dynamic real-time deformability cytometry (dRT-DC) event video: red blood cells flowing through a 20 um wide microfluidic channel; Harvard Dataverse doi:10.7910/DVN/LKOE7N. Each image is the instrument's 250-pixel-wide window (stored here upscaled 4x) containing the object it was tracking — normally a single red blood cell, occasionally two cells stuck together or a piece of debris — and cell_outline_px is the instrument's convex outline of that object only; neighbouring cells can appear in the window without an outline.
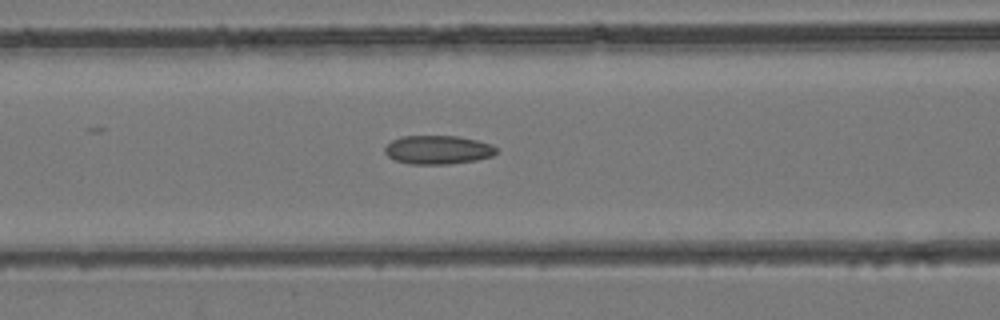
{"species": "common noctule bat (a hibernating species)", "species_latin": "Nyctalus noctula", "temperature_condition": "room temperature", "stored_images_in_passage": 38, "camera_frame_rate_fps": 3000, "um_per_image_px": 0.085, "animal": {"sex": "female", "body_mass_g": 24.6, "forearm_length_mm": 56.2}, "frame": {"image": 1, "passage_image": 13, "time_ms": 4.0, "image_size_px": [1000, 320], "cell_outline_px": [[496, 152], [492, 156], [476, 160], [448, 164], [412, 164], [396, 160], [388, 156], [384, 152], [384, 148], [392, 140], [400, 136], [456, 136], [476, 140], [488, 144], [496, 148]], "centroid_in_image_um": [37.18, 12.73], "position_along_channel_um": 129.4, "area_um2": 18.44}}
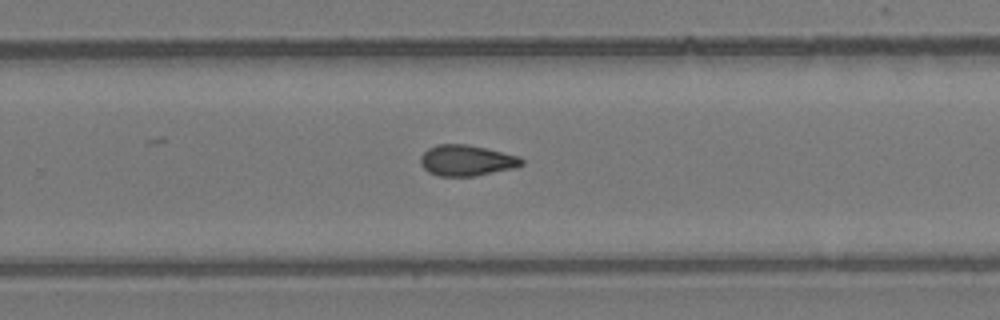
{"frame": {"image": 2, "passage_image": 23, "time_ms": 7.333, "image_size_px": [1000, 320], "cell_outline_px": [[524, 164], [512, 168], [472, 176], [440, 176], [428, 172], [420, 164], [420, 156], [428, 148], [436, 144], [468, 144], [516, 156], [524, 160]], "centroid_in_image_um": [39.59, 13.63], "position_along_channel_um": 290.2, "area_um2": 17.92}}
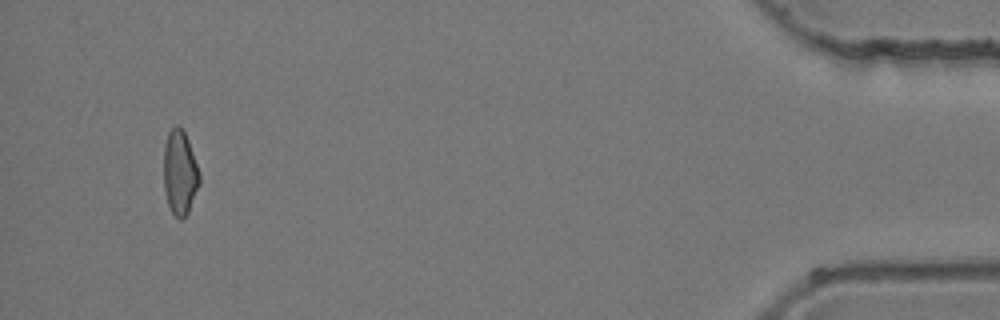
{"frame": {"image": 3, "passage_image": 36, "time_ms": 11.667, "image_size_px": [1000, 320], "cell_outline_px": [[200, 184], [188, 212], [180, 220], [172, 212], [168, 204], [164, 188], [164, 144], [168, 132], [176, 124], [184, 132], [188, 140], [200, 172]], "centroid_in_image_um": [15.29, 14.66], "position_along_channel_um": 419.9, "area_um2": 17.57}}